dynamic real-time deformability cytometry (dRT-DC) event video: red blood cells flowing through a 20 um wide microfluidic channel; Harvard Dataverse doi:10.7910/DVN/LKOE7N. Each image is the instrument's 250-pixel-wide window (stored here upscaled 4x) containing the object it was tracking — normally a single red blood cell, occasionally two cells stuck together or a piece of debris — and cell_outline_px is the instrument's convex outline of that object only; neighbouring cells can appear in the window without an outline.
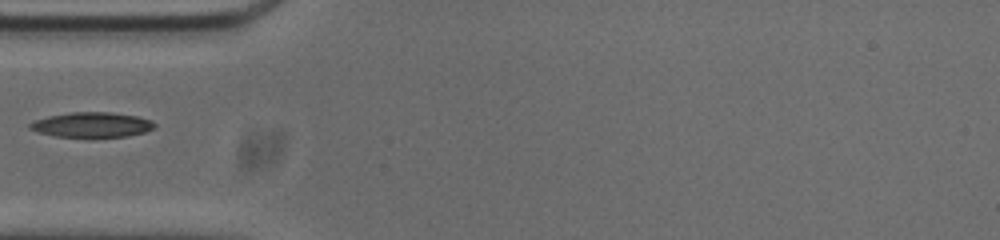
{"species": "common noctule bat (a hibernating species)", "species_latin": "Nyctalus noctula", "temperature_condition": "cold", "stored_images_in_passage": 37, "camera_frame_rate_fps": 3000, "um_per_image_px": 0.085, "animal": {"sex": "male", "body_mass_g": 20.0, "forearm_length_mm": 53.3}, "frame": {"image": 1, "passage_image": 1, "time_ms": 0.0, "image_size_px": [1000, 240], "cell_outline_px": [[156, 128], [144, 132], [128, 136], [92, 140], [88, 140], [56, 136], [40, 132], [28, 128], [28, 124], [36, 120], [48, 116], [72, 112], [112, 112], [136, 116], [152, 120], [156, 124]], "centroid_in_image_um": [7.85, 10.65], "position_along_channel_um": 77.2, "area_um2": 19.02}}